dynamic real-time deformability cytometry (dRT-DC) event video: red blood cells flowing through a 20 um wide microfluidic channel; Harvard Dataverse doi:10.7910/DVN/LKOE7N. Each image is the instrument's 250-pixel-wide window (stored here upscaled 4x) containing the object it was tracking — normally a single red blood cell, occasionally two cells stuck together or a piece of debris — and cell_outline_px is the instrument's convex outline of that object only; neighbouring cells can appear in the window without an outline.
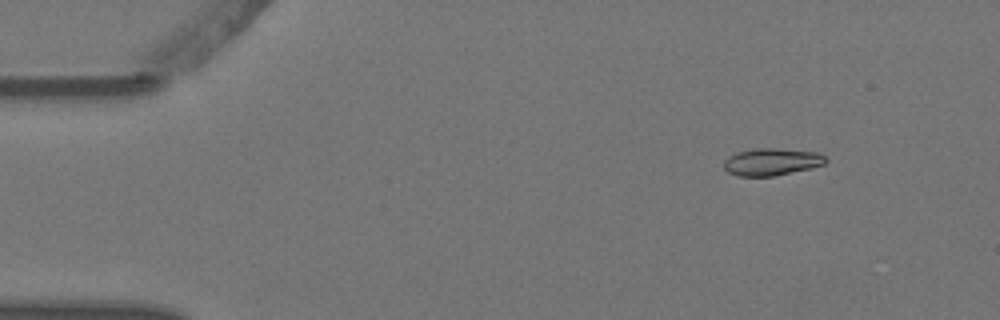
{"species": "Egyptian fruit bat (a non-hibernating species)", "species_latin": "Rousettus aegyptiacus", "temperature_condition": "warm", "stored_images_in_passage": 5, "camera_frame_rate_fps": 3000, "um_per_image_px": 0.085, "animal": {"sex": "female"}, "frame": {"image": 1, "passage_image": 2, "time_ms": 0.333, "image_size_px": [1000, 320], "cell_outline_px": [[828, 160], [824, 164], [812, 168], [772, 176], [736, 176], [728, 172], [724, 168], [724, 160], [728, 156], [740, 152], [756, 148], [776, 148], [820, 152]], "centroid_in_image_um": [65.61, 13.75], "position_along_channel_um": 19.4, "area_um2": 16.18}}
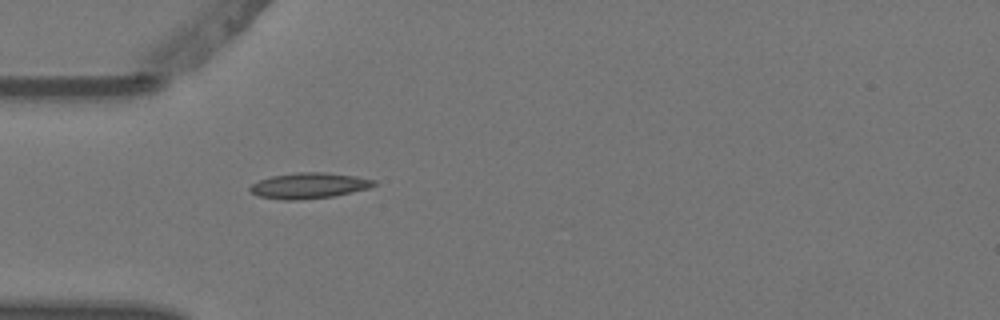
{"frame": {"image": 2, "passage_image": 5, "time_ms": 1.333, "image_size_px": [1000, 320], "cell_outline_px": [[376, 184], [368, 188], [332, 196], [296, 200], [284, 200], [260, 196], [252, 192], [248, 188], [252, 184], [260, 180], [272, 176], [296, 172], [324, 172], [356, 176], [376, 180]], "centroid_in_image_um": [26.26, 15.76], "position_along_channel_um": 58.7, "area_um2": 18.32}}